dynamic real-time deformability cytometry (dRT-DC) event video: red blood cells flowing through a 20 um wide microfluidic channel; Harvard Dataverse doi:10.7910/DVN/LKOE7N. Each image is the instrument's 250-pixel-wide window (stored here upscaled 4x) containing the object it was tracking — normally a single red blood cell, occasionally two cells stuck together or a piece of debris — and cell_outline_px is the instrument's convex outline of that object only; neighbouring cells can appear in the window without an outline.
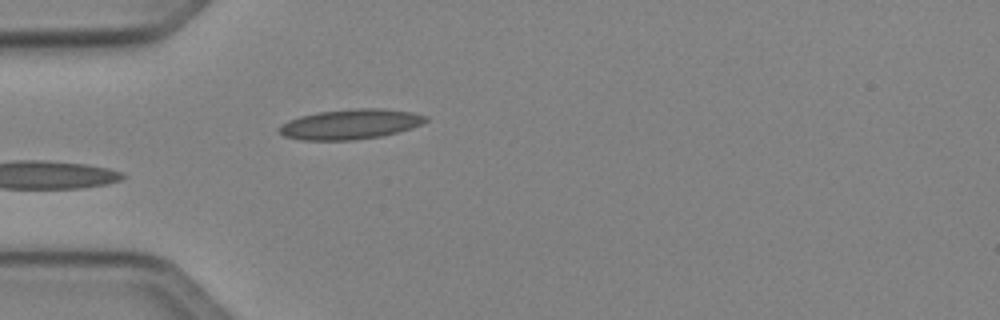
{"species": "Egyptian fruit bat (a non-hibernating species)", "species_latin": "Rousettus aegyptiacus", "temperature_condition": "cold", "stored_images_in_passage": 5, "camera_frame_rate_fps": 3000, "um_per_image_px": 0.085, "animal": {"sex": "female"}, "frame": {"image": 1, "passage_image": 5, "time_ms": 4.667, "image_size_px": [1000, 320], "cell_outline_px": [[428, 120], [412, 128], [380, 136], [356, 140], [300, 140], [284, 136], [276, 132], [276, 128], [280, 124], [288, 120], [300, 116], [316, 112], [356, 108], [380, 108], [412, 112], [428, 116]], "centroid_in_image_um": [29.71, 10.55], "position_along_channel_um": 55.3, "area_um2": 25.89}}